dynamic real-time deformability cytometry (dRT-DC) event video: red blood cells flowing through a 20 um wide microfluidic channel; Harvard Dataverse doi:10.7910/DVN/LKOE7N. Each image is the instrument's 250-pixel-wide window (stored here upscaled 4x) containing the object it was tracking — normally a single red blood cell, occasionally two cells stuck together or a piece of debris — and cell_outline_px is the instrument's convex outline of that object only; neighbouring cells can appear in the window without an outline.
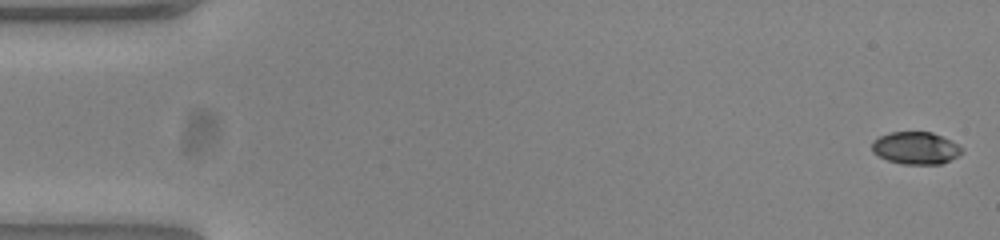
{"species": "common noctule bat (a hibernating species)", "species_latin": "Nyctalus noctula", "temperature_condition": "warm", "stored_images_in_passage": 53, "camera_frame_rate_fps": 3000, "um_per_image_px": 0.085, "animal": {"sex": "female", "body_mass_g": 23.0, "forearm_length_mm": 53.4}, "frame": {"image": 1, "passage_image": 1, "time_ms": 0.0, "image_size_px": [1000, 240], "cell_outline_px": [[964, 152], [940, 164], [904, 164], [888, 160], [872, 152], [872, 140], [888, 132], [932, 132], [964, 148]], "centroid_in_image_um": [77.81, 12.58], "position_along_channel_um": 7.2, "area_um2": 16.76}}
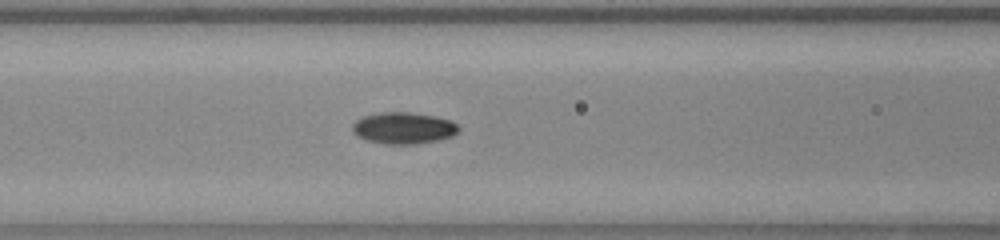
{"frame": {"image": 2, "passage_image": 22, "time_ms": 7.0, "image_size_px": [1000, 240], "cell_outline_px": [[460, 132], [452, 136], [440, 140], [416, 144], [384, 144], [368, 140], [356, 136], [352, 132], [352, 124], [360, 116], [380, 112], [412, 112], [436, 116], [452, 120], [460, 128]], "centroid_in_image_um": [34.31, 10.88], "position_along_channel_um": 132.3, "area_um2": 20.0}}
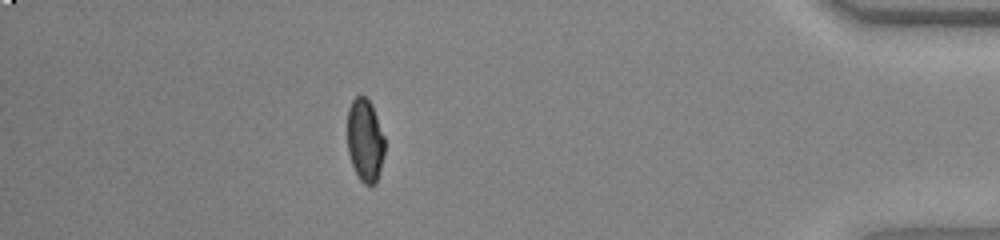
{"frame": {"image": 3, "passage_image": 47, "time_ms": 15.333, "image_size_px": [1000, 240], "cell_outline_px": [[384, 156], [376, 184], [364, 184], [360, 180], [352, 164], [348, 152], [348, 108], [352, 100], [356, 96], [364, 96], [372, 104], [384, 136]], "centroid_in_image_um": [31.03, 11.92], "position_along_channel_um": 404.2, "area_um2": 17.98}, "authors_computed_cell_mechanics": {"area_um2": 18.4382, "velocity_mm_per_s": 3.858, "shape_relaxation_time_tau1_ms": 6.2299, "shape_relaxation_time_tau2_ms": 1.8267, "deformation_change_tau1": 0.1864, "deformation_change_tau2": 0.0365}}